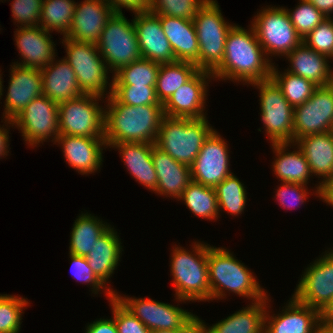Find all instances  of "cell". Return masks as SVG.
Wrapping results in <instances>:
<instances>
[{"label": "cell", "instance_id": "obj_45", "mask_svg": "<svg viewBox=\"0 0 333 333\" xmlns=\"http://www.w3.org/2000/svg\"><path fill=\"white\" fill-rule=\"evenodd\" d=\"M302 42L312 50L333 60V19L327 17Z\"/></svg>", "mask_w": 333, "mask_h": 333}, {"label": "cell", "instance_id": "obj_47", "mask_svg": "<svg viewBox=\"0 0 333 333\" xmlns=\"http://www.w3.org/2000/svg\"><path fill=\"white\" fill-rule=\"evenodd\" d=\"M280 185L276 191L275 198L283 208L291 209L303 204L304 201L306 202L307 195L309 194L306 185L289 182H282Z\"/></svg>", "mask_w": 333, "mask_h": 333}, {"label": "cell", "instance_id": "obj_51", "mask_svg": "<svg viewBox=\"0 0 333 333\" xmlns=\"http://www.w3.org/2000/svg\"><path fill=\"white\" fill-rule=\"evenodd\" d=\"M316 193L325 203L333 206V175L319 182Z\"/></svg>", "mask_w": 333, "mask_h": 333}, {"label": "cell", "instance_id": "obj_33", "mask_svg": "<svg viewBox=\"0 0 333 333\" xmlns=\"http://www.w3.org/2000/svg\"><path fill=\"white\" fill-rule=\"evenodd\" d=\"M198 71L197 66L188 61L160 64L155 86L159 102L164 104L177 89L187 83Z\"/></svg>", "mask_w": 333, "mask_h": 333}, {"label": "cell", "instance_id": "obj_17", "mask_svg": "<svg viewBox=\"0 0 333 333\" xmlns=\"http://www.w3.org/2000/svg\"><path fill=\"white\" fill-rule=\"evenodd\" d=\"M212 73L199 70L163 104L164 115L170 117L203 118L208 82ZM208 79V80H207ZM210 79V80H209ZM207 80V81H206Z\"/></svg>", "mask_w": 333, "mask_h": 333}, {"label": "cell", "instance_id": "obj_57", "mask_svg": "<svg viewBox=\"0 0 333 333\" xmlns=\"http://www.w3.org/2000/svg\"><path fill=\"white\" fill-rule=\"evenodd\" d=\"M1 72V71H0ZM2 74H0V99L2 98L1 96L3 95V85H2V83H3V80L1 79L2 77Z\"/></svg>", "mask_w": 333, "mask_h": 333}, {"label": "cell", "instance_id": "obj_53", "mask_svg": "<svg viewBox=\"0 0 333 333\" xmlns=\"http://www.w3.org/2000/svg\"><path fill=\"white\" fill-rule=\"evenodd\" d=\"M322 328L333 329V298L320 312Z\"/></svg>", "mask_w": 333, "mask_h": 333}, {"label": "cell", "instance_id": "obj_25", "mask_svg": "<svg viewBox=\"0 0 333 333\" xmlns=\"http://www.w3.org/2000/svg\"><path fill=\"white\" fill-rule=\"evenodd\" d=\"M52 62L40 69L42 94L60 104L83 95L76 74L65 59Z\"/></svg>", "mask_w": 333, "mask_h": 333}, {"label": "cell", "instance_id": "obj_16", "mask_svg": "<svg viewBox=\"0 0 333 333\" xmlns=\"http://www.w3.org/2000/svg\"><path fill=\"white\" fill-rule=\"evenodd\" d=\"M226 141L214 130L205 140L193 165L191 179L194 182L215 188L231 175Z\"/></svg>", "mask_w": 333, "mask_h": 333}, {"label": "cell", "instance_id": "obj_52", "mask_svg": "<svg viewBox=\"0 0 333 333\" xmlns=\"http://www.w3.org/2000/svg\"><path fill=\"white\" fill-rule=\"evenodd\" d=\"M151 333H201L199 317L196 316L184 329L179 330H153Z\"/></svg>", "mask_w": 333, "mask_h": 333}, {"label": "cell", "instance_id": "obj_31", "mask_svg": "<svg viewBox=\"0 0 333 333\" xmlns=\"http://www.w3.org/2000/svg\"><path fill=\"white\" fill-rule=\"evenodd\" d=\"M292 144L302 150L311 175L322 176V181L333 175V140L329 132L302 137Z\"/></svg>", "mask_w": 333, "mask_h": 333}, {"label": "cell", "instance_id": "obj_2", "mask_svg": "<svg viewBox=\"0 0 333 333\" xmlns=\"http://www.w3.org/2000/svg\"><path fill=\"white\" fill-rule=\"evenodd\" d=\"M104 139L107 146L119 142H144L155 144L163 105L130 106L119 103L111 94L106 96Z\"/></svg>", "mask_w": 333, "mask_h": 333}, {"label": "cell", "instance_id": "obj_37", "mask_svg": "<svg viewBox=\"0 0 333 333\" xmlns=\"http://www.w3.org/2000/svg\"><path fill=\"white\" fill-rule=\"evenodd\" d=\"M159 68L160 64L142 57L115 72L112 85L156 86Z\"/></svg>", "mask_w": 333, "mask_h": 333}, {"label": "cell", "instance_id": "obj_23", "mask_svg": "<svg viewBox=\"0 0 333 333\" xmlns=\"http://www.w3.org/2000/svg\"><path fill=\"white\" fill-rule=\"evenodd\" d=\"M57 142L62 144L66 162L82 175L94 173L100 168L103 148L108 147L104 138L59 135Z\"/></svg>", "mask_w": 333, "mask_h": 333}, {"label": "cell", "instance_id": "obj_3", "mask_svg": "<svg viewBox=\"0 0 333 333\" xmlns=\"http://www.w3.org/2000/svg\"><path fill=\"white\" fill-rule=\"evenodd\" d=\"M208 272L210 300L226 297V290L252 302L267 297L253 273L225 248L208 247Z\"/></svg>", "mask_w": 333, "mask_h": 333}, {"label": "cell", "instance_id": "obj_36", "mask_svg": "<svg viewBox=\"0 0 333 333\" xmlns=\"http://www.w3.org/2000/svg\"><path fill=\"white\" fill-rule=\"evenodd\" d=\"M75 6L74 0H43L40 26L48 32L56 31L65 37L72 25Z\"/></svg>", "mask_w": 333, "mask_h": 333}, {"label": "cell", "instance_id": "obj_56", "mask_svg": "<svg viewBox=\"0 0 333 333\" xmlns=\"http://www.w3.org/2000/svg\"><path fill=\"white\" fill-rule=\"evenodd\" d=\"M317 333H333V329L321 328Z\"/></svg>", "mask_w": 333, "mask_h": 333}, {"label": "cell", "instance_id": "obj_50", "mask_svg": "<svg viewBox=\"0 0 333 333\" xmlns=\"http://www.w3.org/2000/svg\"><path fill=\"white\" fill-rule=\"evenodd\" d=\"M85 333H118L114 318L98 319L87 325Z\"/></svg>", "mask_w": 333, "mask_h": 333}, {"label": "cell", "instance_id": "obj_41", "mask_svg": "<svg viewBox=\"0 0 333 333\" xmlns=\"http://www.w3.org/2000/svg\"><path fill=\"white\" fill-rule=\"evenodd\" d=\"M28 305L26 298L3 294L0 297V333H18L23 309Z\"/></svg>", "mask_w": 333, "mask_h": 333}, {"label": "cell", "instance_id": "obj_14", "mask_svg": "<svg viewBox=\"0 0 333 333\" xmlns=\"http://www.w3.org/2000/svg\"><path fill=\"white\" fill-rule=\"evenodd\" d=\"M333 125V83L319 86L303 104L294 107L293 143L299 138L329 132Z\"/></svg>", "mask_w": 333, "mask_h": 333}, {"label": "cell", "instance_id": "obj_9", "mask_svg": "<svg viewBox=\"0 0 333 333\" xmlns=\"http://www.w3.org/2000/svg\"><path fill=\"white\" fill-rule=\"evenodd\" d=\"M252 27L268 58L286 56L302 43L284 7H267L254 16Z\"/></svg>", "mask_w": 333, "mask_h": 333}, {"label": "cell", "instance_id": "obj_1", "mask_svg": "<svg viewBox=\"0 0 333 333\" xmlns=\"http://www.w3.org/2000/svg\"><path fill=\"white\" fill-rule=\"evenodd\" d=\"M266 55L251 25L244 29L233 25L227 34L224 59L212 72L213 79L251 84L271 78V60Z\"/></svg>", "mask_w": 333, "mask_h": 333}, {"label": "cell", "instance_id": "obj_32", "mask_svg": "<svg viewBox=\"0 0 333 333\" xmlns=\"http://www.w3.org/2000/svg\"><path fill=\"white\" fill-rule=\"evenodd\" d=\"M292 143H273L271 144L273 151L277 156L273 163V171L277 178L282 182L298 183L307 185L311 171L305 155L297 146L298 150L286 152L288 146Z\"/></svg>", "mask_w": 333, "mask_h": 333}, {"label": "cell", "instance_id": "obj_48", "mask_svg": "<svg viewBox=\"0 0 333 333\" xmlns=\"http://www.w3.org/2000/svg\"><path fill=\"white\" fill-rule=\"evenodd\" d=\"M69 256L71 259L72 274L77 281L88 283V285L90 284V287L92 285V291L94 294H98V292L102 289L105 290L104 287L106 285H104L93 273L92 269L89 267L86 257L73 254H70Z\"/></svg>", "mask_w": 333, "mask_h": 333}, {"label": "cell", "instance_id": "obj_27", "mask_svg": "<svg viewBox=\"0 0 333 333\" xmlns=\"http://www.w3.org/2000/svg\"><path fill=\"white\" fill-rule=\"evenodd\" d=\"M267 300L268 296L251 302L249 307H243L211 327L199 318L201 333H264Z\"/></svg>", "mask_w": 333, "mask_h": 333}, {"label": "cell", "instance_id": "obj_22", "mask_svg": "<svg viewBox=\"0 0 333 333\" xmlns=\"http://www.w3.org/2000/svg\"><path fill=\"white\" fill-rule=\"evenodd\" d=\"M15 44L21 54L23 63L14 62L15 65L42 69L55 58V44L52 36L41 26L19 27L16 29Z\"/></svg>", "mask_w": 333, "mask_h": 333}, {"label": "cell", "instance_id": "obj_55", "mask_svg": "<svg viewBox=\"0 0 333 333\" xmlns=\"http://www.w3.org/2000/svg\"><path fill=\"white\" fill-rule=\"evenodd\" d=\"M8 128L4 127V125L1 127L0 125V158L3 156H7L9 153L8 146H9V130Z\"/></svg>", "mask_w": 333, "mask_h": 333}, {"label": "cell", "instance_id": "obj_46", "mask_svg": "<svg viewBox=\"0 0 333 333\" xmlns=\"http://www.w3.org/2000/svg\"><path fill=\"white\" fill-rule=\"evenodd\" d=\"M43 0H14L11 3L12 17L20 27L40 26Z\"/></svg>", "mask_w": 333, "mask_h": 333}, {"label": "cell", "instance_id": "obj_29", "mask_svg": "<svg viewBox=\"0 0 333 333\" xmlns=\"http://www.w3.org/2000/svg\"><path fill=\"white\" fill-rule=\"evenodd\" d=\"M154 145L144 142H119L111 146L119 150L129 174L151 191L156 190L158 182L151 157Z\"/></svg>", "mask_w": 333, "mask_h": 333}, {"label": "cell", "instance_id": "obj_10", "mask_svg": "<svg viewBox=\"0 0 333 333\" xmlns=\"http://www.w3.org/2000/svg\"><path fill=\"white\" fill-rule=\"evenodd\" d=\"M260 90L261 121L271 143H293L294 108L272 79L251 83Z\"/></svg>", "mask_w": 333, "mask_h": 333}, {"label": "cell", "instance_id": "obj_26", "mask_svg": "<svg viewBox=\"0 0 333 333\" xmlns=\"http://www.w3.org/2000/svg\"><path fill=\"white\" fill-rule=\"evenodd\" d=\"M176 61H188L198 68L199 43L194 22L185 18L158 15Z\"/></svg>", "mask_w": 333, "mask_h": 333}, {"label": "cell", "instance_id": "obj_7", "mask_svg": "<svg viewBox=\"0 0 333 333\" xmlns=\"http://www.w3.org/2000/svg\"><path fill=\"white\" fill-rule=\"evenodd\" d=\"M131 21L123 13H114L96 43L109 71L113 69L114 73L142 58L136 29L133 20Z\"/></svg>", "mask_w": 333, "mask_h": 333}, {"label": "cell", "instance_id": "obj_44", "mask_svg": "<svg viewBox=\"0 0 333 333\" xmlns=\"http://www.w3.org/2000/svg\"><path fill=\"white\" fill-rule=\"evenodd\" d=\"M107 288L105 293L110 300L112 306V314L116 323L118 333H151V331L138 320L131 312H129L114 296L116 291Z\"/></svg>", "mask_w": 333, "mask_h": 333}, {"label": "cell", "instance_id": "obj_54", "mask_svg": "<svg viewBox=\"0 0 333 333\" xmlns=\"http://www.w3.org/2000/svg\"><path fill=\"white\" fill-rule=\"evenodd\" d=\"M312 3L324 16L330 17L333 13V0H307Z\"/></svg>", "mask_w": 333, "mask_h": 333}, {"label": "cell", "instance_id": "obj_13", "mask_svg": "<svg viewBox=\"0 0 333 333\" xmlns=\"http://www.w3.org/2000/svg\"><path fill=\"white\" fill-rule=\"evenodd\" d=\"M114 296L150 331L184 329L196 317L187 310L149 298L123 297L118 292Z\"/></svg>", "mask_w": 333, "mask_h": 333}, {"label": "cell", "instance_id": "obj_18", "mask_svg": "<svg viewBox=\"0 0 333 333\" xmlns=\"http://www.w3.org/2000/svg\"><path fill=\"white\" fill-rule=\"evenodd\" d=\"M134 14L133 23L142 57L158 64L175 62L174 53L164 34L159 16L150 11Z\"/></svg>", "mask_w": 333, "mask_h": 333}, {"label": "cell", "instance_id": "obj_40", "mask_svg": "<svg viewBox=\"0 0 333 333\" xmlns=\"http://www.w3.org/2000/svg\"><path fill=\"white\" fill-rule=\"evenodd\" d=\"M108 84L110 92L106 94H111L119 103L130 106L163 105L157 98L155 86Z\"/></svg>", "mask_w": 333, "mask_h": 333}, {"label": "cell", "instance_id": "obj_6", "mask_svg": "<svg viewBox=\"0 0 333 333\" xmlns=\"http://www.w3.org/2000/svg\"><path fill=\"white\" fill-rule=\"evenodd\" d=\"M199 43L198 69L213 72L224 59L232 24L225 21L216 0L207 1L193 19Z\"/></svg>", "mask_w": 333, "mask_h": 333}, {"label": "cell", "instance_id": "obj_5", "mask_svg": "<svg viewBox=\"0 0 333 333\" xmlns=\"http://www.w3.org/2000/svg\"><path fill=\"white\" fill-rule=\"evenodd\" d=\"M206 117L164 115L155 145L174 160L191 167L213 129Z\"/></svg>", "mask_w": 333, "mask_h": 333}, {"label": "cell", "instance_id": "obj_21", "mask_svg": "<svg viewBox=\"0 0 333 333\" xmlns=\"http://www.w3.org/2000/svg\"><path fill=\"white\" fill-rule=\"evenodd\" d=\"M10 81L5 98L3 116L12 120L34 98L42 95V75L40 69L12 65Z\"/></svg>", "mask_w": 333, "mask_h": 333}, {"label": "cell", "instance_id": "obj_15", "mask_svg": "<svg viewBox=\"0 0 333 333\" xmlns=\"http://www.w3.org/2000/svg\"><path fill=\"white\" fill-rule=\"evenodd\" d=\"M310 264L292 296L321 312L333 298V250Z\"/></svg>", "mask_w": 333, "mask_h": 333}, {"label": "cell", "instance_id": "obj_49", "mask_svg": "<svg viewBox=\"0 0 333 333\" xmlns=\"http://www.w3.org/2000/svg\"><path fill=\"white\" fill-rule=\"evenodd\" d=\"M115 13H122V8L131 10L133 13L149 11L150 0H106ZM122 7V8H121Z\"/></svg>", "mask_w": 333, "mask_h": 333}, {"label": "cell", "instance_id": "obj_11", "mask_svg": "<svg viewBox=\"0 0 333 333\" xmlns=\"http://www.w3.org/2000/svg\"><path fill=\"white\" fill-rule=\"evenodd\" d=\"M101 96L83 94L59 104V133L89 138H104L105 109L98 105Z\"/></svg>", "mask_w": 333, "mask_h": 333}, {"label": "cell", "instance_id": "obj_24", "mask_svg": "<svg viewBox=\"0 0 333 333\" xmlns=\"http://www.w3.org/2000/svg\"><path fill=\"white\" fill-rule=\"evenodd\" d=\"M151 157L158 178L154 192L178 199L192 181L191 167L174 160L156 145L152 147Z\"/></svg>", "mask_w": 333, "mask_h": 333}, {"label": "cell", "instance_id": "obj_8", "mask_svg": "<svg viewBox=\"0 0 333 333\" xmlns=\"http://www.w3.org/2000/svg\"><path fill=\"white\" fill-rule=\"evenodd\" d=\"M62 43L67 53L64 59L74 70L82 93L103 97L108 89L109 69L97 45L66 37H63Z\"/></svg>", "mask_w": 333, "mask_h": 333}, {"label": "cell", "instance_id": "obj_28", "mask_svg": "<svg viewBox=\"0 0 333 333\" xmlns=\"http://www.w3.org/2000/svg\"><path fill=\"white\" fill-rule=\"evenodd\" d=\"M291 63L290 72L306 78L315 85L326 86L333 83V72L329 66V57L307 47L303 42L286 55Z\"/></svg>", "mask_w": 333, "mask_h": 333}, {"label": "cell", "instance_id": "obj_42", "mask_svg": "<svg viewBox=\"0 0 333 333\" xmlns=\"http://www.w3.org/2000/svg\"><path fill=\"white\" fill-rule=\"evenodd\" d=\"M209 0H150L149 11L156 15L193 21L198 10Z\"/></svg>", "mask_w": 333, "mask_h": 333}, {"label": "cell", "instance_id": "obj_34", "mask_svg": "<svg viewBox=\"0 0 333 333\" xmlns=\"http://www.w3.org/2000/svg\"><path fill=\"white\" fill-rule=\"evenodd\" d=\"M110 226L97 217L82 213L74 222L71 231L69 254L87 257L97 239Z\"/></svg>", "mask_w": 333, "mask_h": 333}, {"label": "cell", "instance_id": "obj_58", "mask_svg": "<svg viewBox=\"0 0 333 333\" xmlns=\"http://www.w3.org/2000/svg\"><path fill=\"white\" fill-rule=\"evenodd\" d=\"M329 133H330V135L332 137V140H333V125L329 129Z\"/></svg>", "mask_w": 333, "mask_h": 333}, {"label": "cell", "instance_id": "obj_20", "mask_svg": "<svg viewBox=\"0 0 333 333\" xmlns=\"http://www.w3.org/2000/svg\"><path fill=\"white\" fill-rule=\"evenodd\" d=\"M284 307L277 316H270L266 310L264 333H317L322 328L319 310L293 296Z\"/></svg>", "mask_w": 333, "mask_h": 333}, {"label": "cell", "instance_id": "obj_39", "mask_svg": "<svg viewBox=\"0 0 333 333\" xmlns=\"http://www.w3.org/2000/svg\"><path fill=\"white\" fill-rule=\"evenodd\" d=\"M218 210L223 209L230 215L237 216L244 212L246 204V189L244 184L233 173L226 177L215 188ZM221 209V210H220Z\"/></svg>", "mask_w": 333, "mask_h": 333}, {"label": "cell", "instance_id": "obj_43", "mask_svg": "<svg viewBox=\"0 0 333 333\" xmlns=\"http://www.w3.org/2000/svg\"><path fill=\"white\" fill-rule=\"evenodd\" d=\"M299 5L293 10L286 9L297 34L304 39L324 19V16L307 0H299Z\"/></svg>", "mask_w": 333, "mask_h": 333}, {"label": "cell", "instance_id": "obj_19", "mask_svg": "<svg viewBox=\"0 0 333 333\" xmlns=\"http://www.w3.org/2000/svg\"><path fill=\"white\" fill-rule=\"evenodd\" d=\"M114 13L106 0H84L81 4L76 3L72 25L65 37L96 44Z\"/></svg>", "mask_w": 333, "mask_h": 333}, {"label": "cell", "instance_id": "obj_4", "mask_svg": "<svg viewBox=\"0 0 333 333\" xmlns=\"http://www.w3.org/2000/svg\"><path fill=\"white\" fill-rule=\"evenodd\" d=\"M209 244L194 242L193 253L182 247H174L171 255V275L177 301H209L208 272Z\"/></svg>", "mask_w": 333, "mask_h": 333}, {"label": "cell", "instance_id": "obj_12", "mask_svg": "<svg viewBox=\"0 0 333 333\" xmlns=\"http://www.w3.org/2000/svg\"><path fill=\"white\" fill-rule=\"evenodd\" d=\"M59 104L45 95L34 98L16 117L12 120L5 119V126L15 125L21 130L23 140L36 147L41 142L51 137L56 144L59 137Z\"/></svg>", "mask_w": 333, "mask_h": 333}, {"label": "cell", "instance_id": "obj_35", "mask_svg": "<svg viewBox=\"0 0 333 333\" xmlns=\"http://www.w3.org/2000/svg\"><path fill=\"white\" fill-rule=\"evenodd\" d=\"M178 200L185 201L184 203L194 213V216L214 220L220 215L217 196L213 187L191 181Z\"/></svg>", "mask_w": 333, "mask_h": 333}, {"label": "cell", "instance_id": "obj_30", "mask_svg": "<svg viewBox=\"0 0 333 333\" xmlns=\"http://www.w3.org/2000/svg\"><path fill=\"white\" fill-rule=\"evenodd\" d=\"M119 235L110 227L97 239L86 257L89 267L96 277L105 285L114 273L120 261L122 246Z\"/></svg>", "mask_w": 333, "mask_h": 333}, {"label": "cell", "instance_id": "obj_38", "mask_svg": "<svg viewBox=\"0 0 333 333\" xmlns=\"http://www.w3.org/2000/svg\"><path fill=\"white\" fill-rule=\"evenodd\" d=\"M275 65H272L271 78L280 87L283 96L294 108L308 100L318 87L313 82L290 72L280 74Z\"/></svg>", "mask_w": 333, "mask_h": 333}]
</instances>
